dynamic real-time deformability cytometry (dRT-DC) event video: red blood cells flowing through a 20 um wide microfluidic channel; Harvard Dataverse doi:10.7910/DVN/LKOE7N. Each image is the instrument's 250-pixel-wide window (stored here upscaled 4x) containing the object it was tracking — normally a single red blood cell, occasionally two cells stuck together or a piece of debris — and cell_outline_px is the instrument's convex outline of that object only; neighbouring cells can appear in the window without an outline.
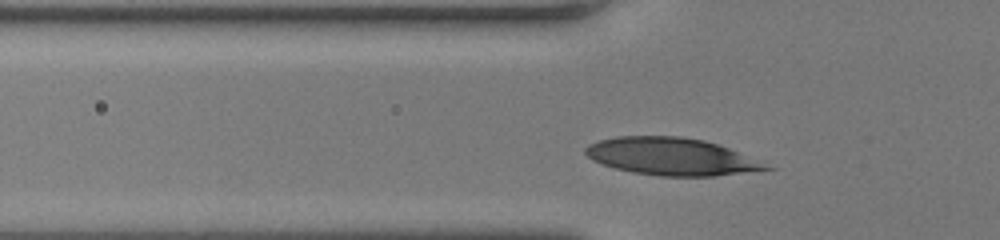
{"species": "human", "species_latin": "Homo sapiens", "temperature_condition": "room temperature", "stored_images_in_passage": 28, "camera_frame_rate_fps": 3000, "um_per_image_px": 0.085, "donor": {"sex": "female"}, "frame": {"image": 1, "passage_image": 3, "time_ms": 0.667, "image_size_px": [1000, 240], "cell_outline_px": [[776, 168], [716, 176], [660, 176], [632, 172], [616, 168], [592, 160], [584, 152], [584, 148], [588, 144], [600, 140], [616, 136], [680, 136], [704, 140], [720, 144]], "centroid_in_image_um": [57.06, 13.3], "position_along_channel_um": 68.7, "area_um2": 39.25}}
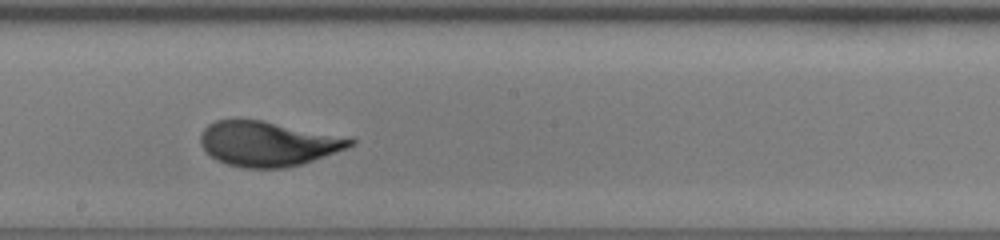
{"frame": {"image": 2, "passage_image": 15, "time_ms": 4.667, "image_size_px": [1000, 240], "cell_outline_px": [[356, 144], [312, 160], [300, 164], [284, 168], [244, 168], [228, 164], [216, 160], [200, 144], [200, 136], [204, 128], [208, 124], [216, 120], [264, 120], [356, 140]], "centroid_in_image_um": [22.7, 12.22], "position_along_channel_um": 225.5, "area_um2": 38.38}}
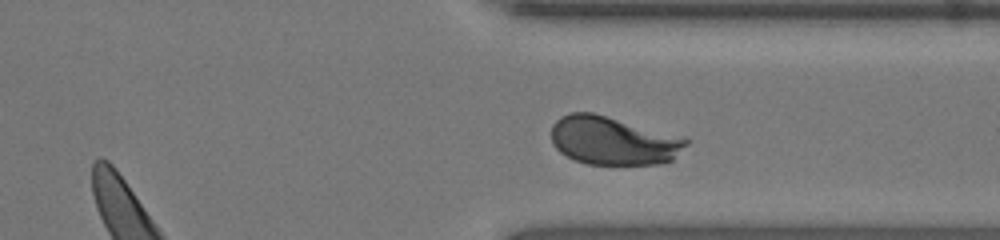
{"frame": {"image": 3, "passage_image": 25, "time_ms": 8.0, "image_size_px": [1000, 240], "cell_outline_px": [[692, 140], [672, 160], [656, 164], [588, 164], [576, 160], [560, 152], [552, 144], [552, 124], [560, 116], [568, 112], [592, 112], [688, 136]], "centroid_in_image_um": [52.18, 11.93], "position_along_channel_um": 359.2, "area_um2": 38.67}, "authors_computed_cell_mechanics": {"area_um2": 39.2462, "velocity_mm_per_s": 3.9864, "shape_relaxation_time_tau1_ms": 3.6655, "shape_relaxation_time_tau2_ms": null, "deformation_change_tau1": 0.1858, "deformation_change_tau2": null}}